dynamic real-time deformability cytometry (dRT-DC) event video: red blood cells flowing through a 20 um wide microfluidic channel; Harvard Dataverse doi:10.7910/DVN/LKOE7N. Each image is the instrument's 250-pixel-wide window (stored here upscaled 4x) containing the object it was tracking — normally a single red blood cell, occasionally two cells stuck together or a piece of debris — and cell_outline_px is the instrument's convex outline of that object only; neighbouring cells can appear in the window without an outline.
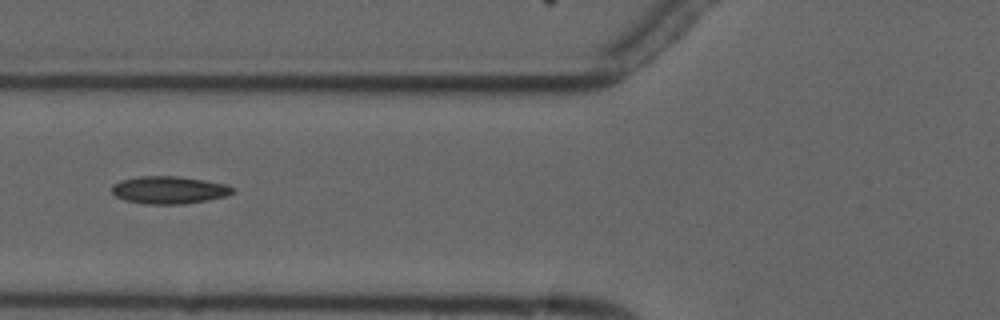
{"species": "common noctule bat (a hibernating species)", "species_latin": "Nyctalus noctula", "temperature_condition": "cold", "stored_images_in_passage": 6, "camera_frame_rate_fps": 3000, "um_per_image_px": 0.085, "animal": {"sex": "male", "forearm_length_mm": 52.5}, "frame": {"image": 1, "passage_image": 6, "time_ms": 9.333, "image_size_px": [1000, 320], "cell_outline_px": [[232, 192], [224, 196], [208, 200], [184, 204], [144, 204], [124, 200], [116, 196], [112, 192], [112, 184], [120, 180], [140, 176], [176, 176], [204, 180], [224, 184], [232, 188]], "centroid_in_image_um": [14.3, 16.15], "position_along_channel_um": 111.5, "area_um2": 19.25}}